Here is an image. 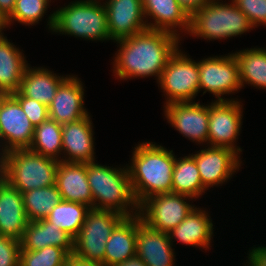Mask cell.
Here are the masks:
<instances>
[{
  "label": "cell",
  "mask_w": 266,
  "mask_h": 266,
  "mask_svg": "<svg viewBox=\"0 0 266 266\" xmlns=\"http://www.w3.org/2000/svg\"><path fill=\"white\" fill-rule=\"evenodd\" d=\"M1 177L21 193L55 185L59 161L29 149L12 150L2 156Z\"/></svg>",
  "instance_id": "6"
},
{
  "label": "cell",
  "mask_w": 266,
  "mask_h": 266,
  "mask_svg": "<svg viewBox=\"0 0 266 266\" xmlns=\"http://www.w3.org/2000/svg\"><path fill=\"white\" fill-rule=\"evenodd\" d=\"M191 200L183 194H156L139 204L138 215L150 228L169 233L195 208Z\"/></svg>",
  "instance_id": "9"
},
{
  "label": "cell",
  "mask_w": 266,
  "mask_h": 266,
  "mask_svg": "<svg viewBox=\"0 0 266 266\" xmlns=\"http://www.w3.org/2000/svg\"><path fill=\"white\" fill-rule=\"evenodd\" d=\"M242 102L212 101L209 103L207 146L227 147L240 155L242 148L236 145L243 117ZM209 143V144H208Z\"/></svg>",
  "instance_id": "11"
},
{
  "label": "cell",
  "mask_w": 266,
  "mask_h": 266,
  "mask_svg": "<svg viewBox=\"0 0 266 266\" xmlns=\"http://www.w3.org/2000/svg\"><path fill=\"white\" fill-rule=\"evenodd\" d=\"M0 33V94L19 91L20 82L29 65L21 49Z\"/></svg>",
  "instance_id": "25"
},
{
  "label": "cell",
  "mask_w": 266,
  "mask_h": 266,
  "mask_svg": "<svg viewBox=\"0 0 266 266\" xmlns=\"http://www.w3.org/2000/svg\"><path fill=\"white\" fill-rule=\"evenodd\" d=\"M16 0H0V18L5 22L13 13Z\"/></svg>",
  "instance_id": "39"
},
{
  "label": "cell",
  "mask_w": 266,
  "mask_h": 266,
  "mask_svg": "<svg viewBox=\"0 0 266 266\" xmlns=\"http://www.w3.org/2000/svg\"><path fill=\"white\" fill-rule=\"evenodd\" d=\"M137 215L125 217L112 231L105 247L104 265L114 266L136 256Z\"/></svg>",
  "instance_id": "26"
},
{
  "label": "cell",
  "mask_w": 266,
  "mask_h": 266,
  "mask_svg": "<svg viewBox=\"0 0 266 266\" xmlns=\"http://www.w3.org/2000/svg\"><path fill=\"white\" fill-rule=\"evenodd\" d=\"M55 184L62 200L82 203L93 208V197L87 178V163L59 161Z\"/></svg>",
  "instance_id": "21"
},
{
  "label": "cell",
  "mask_w": 266,
  "mask_h": 266,
  "mask_svg": "<svg viewBox=\"0 0 266 266\" xmlns=\"http://www.w3.org/2000/svg\"><path fill=\"white\" fill-rule=\"evenodd\" d=\"M65 266H105V265H103L101 263L82 260V259L74 256L73 254H71L68 257V260H67Z\"/></svg>",
  "instance_id": "40"
},
{
  "label": "cell",
  "mask_w": 266,
  "mask_h": 266,
  "mask_svg": "<svg viewBox=\"0 0 266 266\" xmlns=\"http://www.w3.org/2000/svg\"><path fill=\"white\" fill-rule=\"evenodd\" d=\"M109 35L114 42L148 29L142 0H106Z\"/></svg>",
  "instance_id": "15"
},
{
  "label": "cell",
  "mask_w": 266,
  "mask_h": 266,
  "mask_svg": "<svg viewBox=\"0 0 266 266\" xmlns=\"http://www.w3.org/2000/svg\"><path fill=\"white\" fill-rule=\"evenodd\" d=\"M34 125L10 94H0V156L18 149H29L33 140Z\"/></svg>",
  "instance_id": "12"
},
{
  "label": "cell",
  "mask_w": 266,
  "mask_h": 266,
  "mask_svg": "<svg viewBox=\"0 0 266 266\" xmlns=\"http://www.w3.org/2000/svg\"><path fill=\"white\" fill-rule=\"evenodd\" d=\"M4 28H5L4 22H3L2 19L0 18V33L3 32Z\"/></svg>",
  "instance_id": "42"
},
{
  "label": "cell",
  "mask_w": 266,
  "mask_h": 266,
  "mask_svg": "<svg viewBox=\"0 0 266 266\" xmlns=\"http://www.w3.org/2000/svg\"><path fill=\"white\" fill-rule=\"evenodd\" d=\"M249 19L252 26H266V0H231Z\"/></svg>",
  "instance_id": "34"
},
{
  "label": "cell",
  "mask_w": 266,
  "mask_h": 266,
  "mask_svg": "<svg viewBox=\"0 0 266 266\" xmlns=\"http://www.w3.org/2000/svg\"><path fill=\"white\" fill-rule=\"evenodd\" d=\"M22 196L29 221L45 219L52 209L62 200L56 184L23 192Z\"/></svg>",
  "instance_id": "31"
},
{
  "label": "cell",
  "mask_w": 266,
  "mask_h": 266,
  "mask_svg": "<svg viewBox=\"0 0 266 266\" xmlns=\"http://www.w3.org/2000/svg\"><path fill=\"white\" fill-rule=\"evenodd\" d=\"M68 76H59L47 68H32L28 65L20 82L19 91L11 95H24L49 106L60 84Z\"/></svg>",
  "instance_id": "24"
},
{
  "label": "cell",
  "mask_w": 266,
  "mask_h": 266,
  "mask_svg": "<svg viewBox=\"0 0 266 266\" xmlns=\"http://www.w3.org/2000/svg\"><path fill=\"white\" fill-rule=\"evenodd\" d=\"M247 266H266V246L249 249ZM246 266V264H244Z\"/></svg>",
  "instance_id": "37"
},
{
  "label": "cell",
  "mask_w": 266,
  "mask_h": 266,
  "mask_svg": "<svg viewBox=\"0 0 266 266\" xmlns=\"http://www.w3.org/2000/svg\"><path fill=\"white\" fill-rule=\"evenodd\" d=\"M91 116L62 125L61 161L89 163L95 160L94 133Z\"/></svg>",
  "instance_id": "17"
},
{
  "label": "cell",
  "mask_w": 266,
  "mask_h": 266,
  "mask_svg": "<svg viewBox=\"0 0 266 266\" xmlns=\"http://www.w3.org/2000/svg\"><path fill=\"white\" fill-rule=\"evenodd\" d=\"M206 105L195 101L172 102L164 105V116L185 138L203 144L208 139L209 104Z\"/></svg>",
  "instance_id": "14"
},
{
  "label": "cell",
  "mask_w": 266,
  "mask_h": 266,
  "mask_svg": "<svg viewBox=\"0 0 266 266\" xmlns=\"http://www.w3.org/2000/svg\"><path fill=\"white\" fill-rule=\"evenodd\" d=\"M114 266H147L138 256H134L124 262L115 264Z\"/></svg>",
  "instance_id": "41"
},
{
  "label": "cell",
  "mask_w": 266,
  "mask_h": 266,
  "mask_svg": "<svg viewBox=\"0 0 266 266\" xmlns=\"http://www.w3.org/2000/svg\"><path fill=\"white\" fill-rule=\"evenodd\" d=\"M104 0H75L50 14L49 30L92 41H109Z\"/></svg>",
  "instance_id": "4"
},
{
  "label": "cell",
  "mask_w": 266,
  "mask_h": 266,
  "mask_svg": "<svg viewBox=\"0 0 266 266\" xmlns=\"http://www.w3.org/2000/svg\"><path fill=\"white\" fill-rule=\"evenodd\" d=\"M70 254L63 248L49 246L39 250H21L19 266H65Z\"/></svg>",
  "instance_id": "33"
},
{
  "label": "cell",
  "mask_w": 266,
  "mask_h": 266,
  "mask_svg": "<svg viewBox=\"0 0 266 266\" xmlns=\"http://www.w3.org/2000/svg\"><path fill=\"white\" fill-rule=\"evenodd\" d=\"M29 150L61 161L62 154V125L54 120L48 119L36 126L33 140Z\"/></svg>",
  "instance_id": "29"
},
{
  "label": "cell",
  "mask_w": 266,
  "mask_h": 266,
  "mask_svg": "<svg viewBox=\"0 0 266 266\" xmlns=\"http://www.w3.org/2000/svg\"><path fill=\"white\" fill-rule=\"evenodd\" d=\"M142 2L148 29L167 31L179 38L182 37L181 32H184V35L188 33L190 16L177 0H142ZM147 18L153 20L149 22Z\"/></svg>",
  "instance_id": "20"
},
{
  "label": "cell",
  "mask_w": 266,
  "mask_h": 266,
  "mask_svg": "<svg viewBox=\"0 0 266 266\" xmlns=\"http://www.w3.org/2000/svg\"><path fill=\"white\" fill-rule=\"evenodd\" d=\"M211 0H177L178 4L191 16L195 11H198L203 5Z\"/></svg>",
  "instance_id": "38"
},
{
  "label": "cell",
  "mask_w": 266,
  "mask_h": 266,
  "mask_svg": "<svg viewBox=\"0 0 266 266\" xmlns=\"http://www.w3.org/2000/svg\"><path fill=\"white\" fill-rule=\"evenodd\" d=\"M124 218L115 211L91 208L80 232L74 238L72 254L82 260L104 265L106 243L114 228Z\"/></svg>",
  "instance_id": "7"
},
{
  "label": "cell",
  "mask_w": 266,
  "mask_h": 266,
  "mask_svg": "<svg viewBox=\"0 0 266 266\" xmlns=\"http://www.w3.org/2000/svg\"><path fill=\"white\" fill-rule=\"evenodd\" d=\"M179 49L170 57L157 82L166 95L165 105L193 101L200 93L199 61L192 60Z\"/></svg>",
  "instance_id": "8"
},
{
  "label": "cell",
  "mask_w": 266,
  "mask_h": 266,
  "mask_svg": "<svg viewBox=\"0 0 266 266\" xmlns=\"http://www.w3.org/2000/svg\"><path fill=\"white\" fill-rule=\"evenodd\" d=\"M21 250H39L49 246L65 249L70 255L74 250V238L46 219L29 221L20 240Z\"/></svg>",
  "instance_id": "23"
},
{
  "label": "cell",
  "mask_w": 266,
  "mask_h": 266,
  "mask_svg": "<svg viewBox=\"0 0 266 266\" xmlns=\"http://www.w3.org/2000/svg\"><path fill=\"white\" fill-rule=\"evenodd\" d=\"M238 62L233 53L203 58L199 61V91L212 93L216 101H231L223 97L241 90Z\"/></svg>",
  "instance_id": "10"
},
{
  "label": "cell",
  "mask_w": 266,
  "mask_h": 266,
  "mask_svg": "<svg viewBox=\"0 0 266 266\" xmlns=\"http://www.w3.org/2000/svg\"><path fill=\"white\" fill-rule=\"evenodd\" d=\"M84 85L76 75H69L59 86L53 101L48 106L49 119L63 125L86 117Z\"/></svg>",
  "instance_id": "16"
},
{
  "label": "cell",
  "mask_w": 266,
  "mask_h": 266,
  "mask_svg": "<svg viewBox=\"0 0 266 266\" xmlns=\"http://www.w3.org/2000/svg\"><path fill=\"white\" fill-rule=\"evenodd\" d=\"M239 66L242 88L245 84L266 89V49L248 48L233 53Z\"/></svg>",
  "instance_id": "28"
},
{
  "label": "cell",
  "mask_w": 266,
  "mask_h": 266,
  "mask_svg": "<svg viewBox=\"0 0 266 266\" xmlns=\"http://www.w3.org/2000/svg\"><path fill=\"white\" fill-rule=\"evenodd\" d=\"M22 193L0 178V235L20 241L28 225Z\"/></svg>",
  "instance_id": "19"
},
{
  "label": "cell",
  "mask_w": 266,
  "mask_h": 266,
  "mask_svg": "<svg viewBox=\"0 0 266 266\" xmlns=\"http://www.w3.org/2000/svg\"><path fill=\"white\" fill-rule=\"evenodd\" d=\"M173 246L168 233L150 228L137 215L136 256L147 266H174Z\"/></svg>",
  "instance_id": "18"
},
{
  "label": "cell",
  "mask_w": 266,
  "mask_h": 266,
  "mask_svg": "<svg viewBox=\"0 0 266 266\" xmlns=\"http://www.w3.org/2000/svg\"><path fill=\"white\" fill-rule=\"evenodd\" d=\"M211 0L190 16L187 34L204 40L233 38L251 31L254 27L248 17L231 3Z\"/></svg>",
  "instance_id": "5"
},
{
  "label": "cell",
  "mask_w": 266,
  "mask_h": 266,
  "mask_svg": "<svg viewBox=\"0 0 266 266\" xmlns=\"http://www.w3.org/2000/svg\"><path fill=\"white\" fill-rule=\"evenodd\" d=\"M51 0H16L12 15L4 22L5 29L14 21L25 25L38 24L47 13Z\"/></svg>",
  "instance_id": "32"
},
{
  "label": "cell",
  "mask_w": 266,
  "mask_h": 266,
  "mask_svg": "<svg viewBox=\"0 0 266 266\" xmlns=\"http://www.w3.org/2000/svg\"><path fill=\"white\" fill-rule=\"evenodd\" d=\"M127 164L132 191L138 204L156 194L172 193L175 154L155 142L135 145Z\"/></svg>",
  "instance_id": "2"
},
{
  "label": "cell",
  "mask_w": 266,
  "mask_h": 266,
  "mask_svg": "<svg viewBox=\"0 0 266 266\" xmlns=\"http://www.w3.org/2000/svg\"><path fill=\"white\" fill-rule=\"evenodd\" d=\"M21 105L34 127L49 119L48 106L24 95H12Z\"/></svg>",
  "instance_id": "35"
},
{
  "label": "cell",
  "mask_w": 266,
  "mask_h": 266,
  "mask_svg": "<svg viewBox=\"0 0 266 266\" xmlns=\"http://www.w3.org/2000/svg\"><path fill=\"white\" fill-rule=\"evenodd\" d=\"M0 178H1V159H0Z\"/></svg>",
  "instance_id": "43"
},
{
  "label": "cell",
  "mask_w": 266,
  "mask_h": 266,
  "mask_svg": "<svg viewBox=\"0 0 266 266\" xmlns=\"http://www.w3.org/2000/svg\"><path fill=\"white\" fill-rule=\"evenodd\" d=\"M20 241L0 235V266H19Z\"/></svg>",
  "instance_id": "36"
},
{
  "label": "cell",
  "mask_w": 266,
  "mask_h": 266,
  "mask_svg": "<svg viewBox=\"0 0 266 266\" xmlns=\"http://www.w3.org/2000/svg\"><path fill=\"white\" fill-rule=\"evenodd\" d=\"M206 147L191 155L195 158L202 185L208 190L231 180L234 173L240 169L242 161L240 155L230 148Z\"/></svg>",
  "instance_id": "13"
},
{
  "label": "cell",
  "mask_w": 266,
  "mask_h": 266,
  "mask_svg": "<svg viewBox=\"0 0 266 266\" xmlns=\"http://www.w3.org/2000/svg\"><path fill=\"white\" fill-rule=\"evenodd\" d=\"M206 189L202 185L201 176L195 158L188 156L177 158L172 174V193L183 194L191 198H199Z\"/></svg>",
  "instance_id": "27"
},
{
  "label": "cell",
  "mask_w": 266,
  "mask_h": 266,
  "mask_svg": "<svg viewBox=\"0 0 266 266\" xmlns=\"http://www.w3.org/2000/svg\"><path fill=\"white\" fill-rule=\"evenodd\" d=\"M181 40L167 31L146 29L116 41L119 49L113 59L115 78L127 80L155 76L158 82Z\"/></svg>",
  "instance_id": "1"
},
{
  "label": "cell",
  "mask_w": 266,
  "mask_h": 266,
  "mask_svg": "<svg viewBox=\"0 0 266 266\" xmlns=\"http://www.w3.org/2000/svg\"><path fill=\"white\" fill-rule=\"evenodd\" d=\"M87 178L93 197V208L110 210L124 217L138 215L127 164L125 167L105 166L95 161L87 163Z\"/></svg>",
  "instance_id": "3"
},
{
  "label": "cell",
  "mask_w": 266,
  "mask_h": 266,
  "mask_svg": "<svg viewBox=\"0 0 266 266\" xmlns=\"http://www.w3.org/2000/svg\"><path fill=\"white\" fill-rule=\"evenodd\" d=\"M209 215L206 209L195 207L177 227L168 233L171 244L173 245L177 240L195 248L209 250L214 231Z\"/></svg>",
  "instance_id": "22"
},
{
  "label": "cell",
  "mask_w": 266,
  "mask_h": 266,
  "mask_svg": "<svg viewBox=\"0 0 266 266\" xmlns=\"http://www.w3.org/2000/svg\"><path fill=\"white\" fill-rule=\"evenodd\" d=\"M90 209L82 203L61 200L45 219L75 238L80 232L86 214Z\"/></svg>",
  "instance_id": "30"
}]
</instances>
